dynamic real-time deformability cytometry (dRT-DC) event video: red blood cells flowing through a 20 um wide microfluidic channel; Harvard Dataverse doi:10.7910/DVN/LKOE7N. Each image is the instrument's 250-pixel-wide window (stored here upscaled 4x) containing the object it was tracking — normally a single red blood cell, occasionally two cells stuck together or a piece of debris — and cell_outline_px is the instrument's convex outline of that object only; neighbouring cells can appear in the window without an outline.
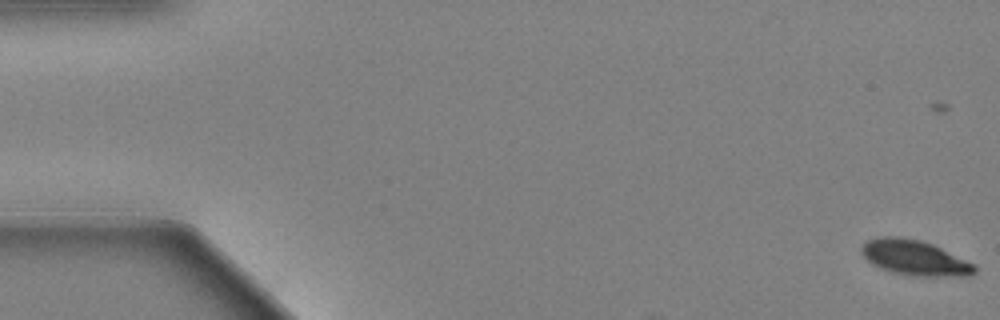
{"species": "Egyptian fruit bat (a non-hibernating species)", "species_latin": "Rousettus aegyptiacus", "temperature_condition": "warm", "stored_images_in_passage": 63, "camera_frame_rate_fps": 3000, "um_per_image_px": 0.085, "animal": {"sex": "female"}, "frame": {"image": 1, "passage_image": 2, "time_ms": 0.333, "image_size_px": [1000, 320], "cell_outline_px": [[976, 272], [972, 276], [908, 276], [892, 272], [880, 268], [872, 264], [860, 252], [860, 248], [868, 240], [880, 236], [896, 236], [920, 240], [932, 244], [972, 264], [976, 268]], "centroid_in_image_um": [77.7, 21.92], "position_along_channel_um": 7.3, "area_um2": 23.0}}
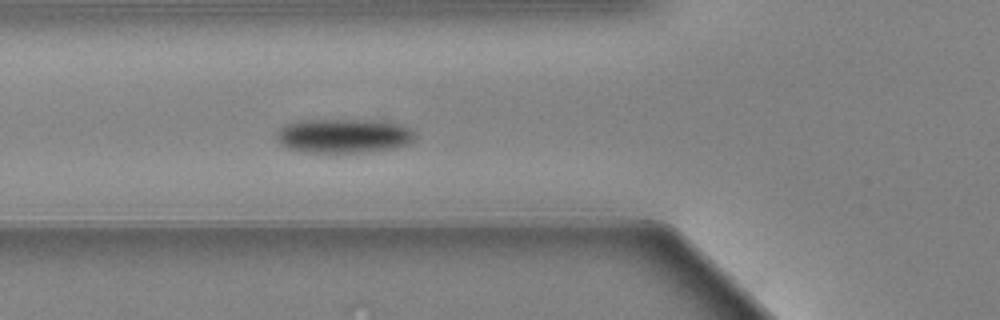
{"frame": {"image": 2, "passage_image": 24, "time_ms": 7.667, "image_size_px": [1000, 320], "cell_outline_px": [[416, 140], [408, 144], [396, 148], [372, 152], [336, 156], [304, 152], [288, 148], [280, 144], [276, 140], [276, 132], [284, 124], [300, 120], [380, 120], [400, 124], [416, 132]], "centroid_in_image_um": [29.22, 11.59], "position_along_channel_um": 96.6, "area_um2": 29.13}}
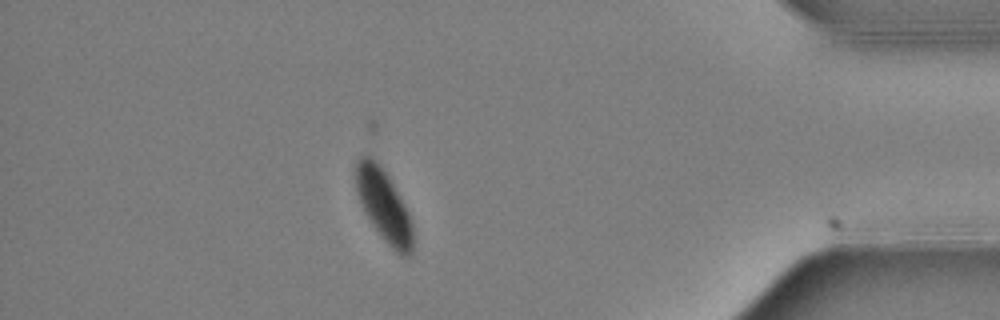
{"frame": {"image": 3, "passage_image": 55, "time_ms": 18.0, "image_size_px": [1000, 320], "cell_outline_px": [[412, 256], [400, 256], [384, 240], [372, 224], [360, 204], [356, 192], [352, 176], [356, 160], [360, 156], [368, 152], [384, 168], [404, 204], [408, 212], [412, 224]], "centroid_in_image_um": [32.55, 17.37], "position_along_channel_um": 402.6, "area_um2": 24.57}, "authors_computed_cell_mechanics": {"area_um2": 26.8192, "velocity_mm_per_s": 3.3645, "shape_relaxation_time_tau1_ms": 1.9779, "shape_relaxation_time_tau2_ms": null, "deformation_change_tau1": 0.1272, "deformation_change_tau2": null}}